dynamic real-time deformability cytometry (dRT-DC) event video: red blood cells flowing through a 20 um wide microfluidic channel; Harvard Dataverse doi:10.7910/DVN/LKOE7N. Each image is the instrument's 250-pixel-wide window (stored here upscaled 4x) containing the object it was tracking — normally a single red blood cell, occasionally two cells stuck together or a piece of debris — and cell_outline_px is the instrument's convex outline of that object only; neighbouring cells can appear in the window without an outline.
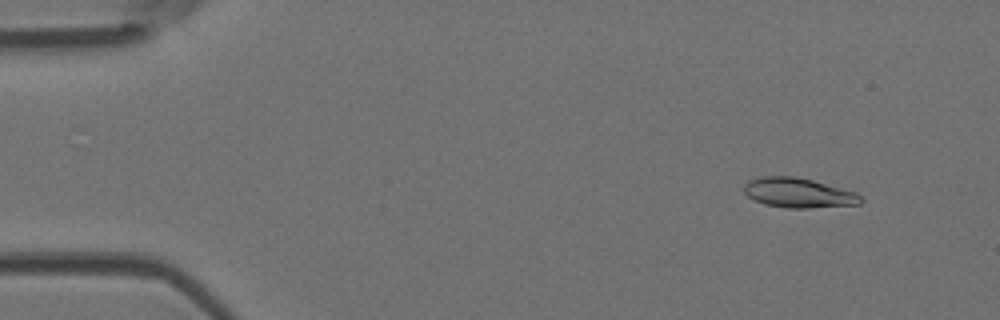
{"species": "Egyptian fruit bat (a non-hibernating species)", "species_latin": "Rousettus aegyptiacus", "temperature_condition": "room temperature", "stored_images_in_passage": 4, "camera_frame_rate_fps": 3000, "um_per_image_px": 0.085, "animal": {"sex": "female"}, "frame": {"image": 1, "passage_image": 2, "time_ms": 1.0, "image_size_px": [1000, 320], "cell_outline_px": [[864, 200], [860, 204], [808, 208], [784, 208], [764, 204], [752, 200], [744, 192], [744, 184], [748, 180], [760, 176], [796, 176], [812, 180], [856, 192]], "centroid_in_image_um": [67.83, 16.39], "position_along_channel_um": 17.2, "area_um2": 20.4}}
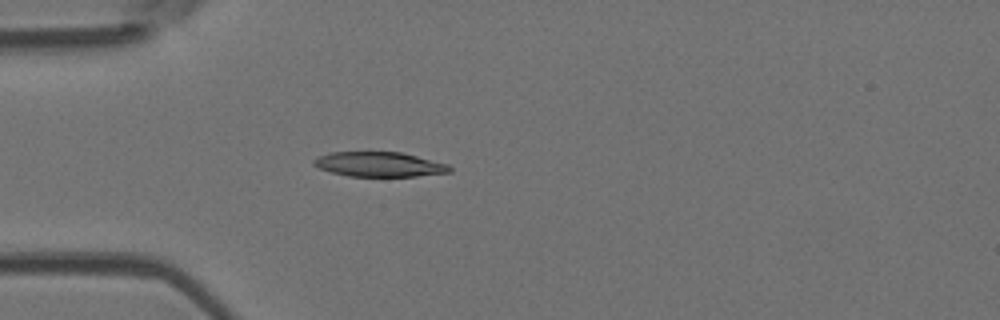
{"frame": {"image": 2, "passage_image": 4, "time_ms": 4.333, "image_size_px": [1000, 320], "cell_outline_px": [[452, 172], [416, 176], [348, 176], [332, 172], [320, 168], [312, 164], [312, 160], [316, 156], [332, 152], [400, 152], [448, 164], [452, 168]], "centroid_in_image_um": [32.22, 13.97], "position_along_channel_um": 52.8, "area_um2": 19.54}}